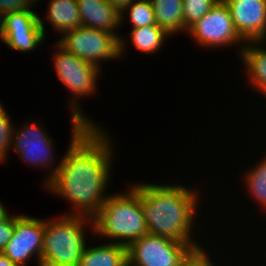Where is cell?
Instances as JSON below:
<instances>
[{"label": "cell", "mask_w": 266, "mask_h": 266, "mask_svg": "<svg viewBox=\"0 0 266 266\" xmlns=\"http://www.w3.org/2000/svg\"><path fill=\"white\" fill-rule=\"evenodd\" d=\"M70 121L72 140L45 185L71 202L75 207L71 214L93 218L108 197L103 192L110 178L114 149L109 135L101 127H88L72 116Z\"/></svg>", "instance_id": "obj_1"}, {"label": "cell", "mask_w": 266, "mask_h": 266, "mask_svg": "<svg viewBox=\"0 0 266 266\" xmlns=\"http://www.w3.org/2000/svg\"><path fill=\"white\" fill-rule=\"evenodd\" d=\"M139 194L150 234L191 244L197 251L202 249L190 238L199 201L196 191L182 185L140 183Z\"/></svg>", "instance_id": "obj_2"}, {"label": "cell", "mask_w": 266, "mask_h": 266, "mask_svg": "<svg viewBox=\"0 0 266 266\" xmlns=\"http://www.w3.org/2000/svg\"><path fill=\"white\" fill-rule=\"evenodd\" d=\"M128 190L108 195L93 217L96 234L115 239V243L126 247L149 233L141 207L139 184H133Z\"/></svg>", "instance_id": "obj_3"}, {"label": "cell", "mask_w": 266, "mask_h": 266, "mask_svg": "<svg viewBox=\"0 0 266 266\" xmlns=\"http://www.w3.org/2000/svg\"><path fill=\"white\" fill-rule=\"evenodd\" d=\"M65 213L57 220H45L41 266H78L86 246L84 223L93 218Z\"/></svg>", "instance_id": "obj_4"}, {"label": "cell", "mask_w": 266, "mask_h": 266, "mask_svg": "<svg viewBox=\"0 0 266 266\" xmlns=\"http://www.w3.org/2000/svg\"><path fill=\"white\" fill-rule=\"evenodd\" d=\"M55 46L58 49L54 57V68L57 72V77L74 96L70 101L71 107L73 106L72 117L82 121L88 127H97V123H93L90 119L88 120L87 116L81 113L79 106H77V101H79L77 98L94 94L98 84L96 80L101 69L71 54L58 42Z\"/></svg>", "instance_id": "obj_5"}, {"label": "cell", "mask_w": 266, "mask_h": 266, "mask_svg": "<svg viewBox=\"0 0 266 266\" xmlns=\"http://www.w3.org/2000/svg\"><path fill=\"white\" fill-rule=\"evenodd\" d=\"M196 251L191 244L147 233L127 247L128 266H182Z\"/></svg>", "instance_id": "obj_6"}, {"label": "cell", "mask_w": 266, "mask_h": 266, "mask_svg": "<svg viewBox=\"0 0 266 266\" xmlns=\"http://www.w3.org/2000/svg\"><path fill=\"white\" fill-rule=\"evenodd\" d=\"M58 43L71 54L99 68V60L120 57V38L110 31L80 26L66 32Z\"/></svg>", "instance_id": "obj_7"}, {"label": "cell", "mask_w": 266, "mask_h": 266, "mask_svg": "<svg viewBox=\"0 0 266 266\" xmlns=\"http://www.w3.org/2000/svg\"><path fill=\"white\" fill-rule=\"evenodd\" d=\"M188 32L192 39L205 47H228L244 41L234 27L229 7L224 0H219Z\"/></svg>", "instance_id": "obj_8"}, {"label": "cell", "mask_w": 266, "mask_h": 266, "mask_svg": "<svg viewBox=\"0 0 266 266\" xmlns=\"http://www.w3.org/2000/svg\"><path fill=\"white\" fill-rule=\"evenodd\" d=\"M44 24L31 8L19 10L2 17V42L17 51H33L43 41Z\"/></svg>", "instance_id": "obj_9"}, {"label": "cell", "mask_w": 266, "mask_h": 266, "mask_svg": "<svg viewBox=\"0 0 266 266\" xmlns=\"http://www.w3.org/2000/svg\"><path fill=\"white\" fill-rule=\"evenodd\" d=\"M44 229L45 219L21 215L15 221L12 238L2 252L17 266H26V262L35 254L41 266Z\"/></svg>", "instance_id": "obj_10"}, {"label": "cell", "mask_w": 266, "mask_h": 266, "mask_svg": "<svg viewBox=\"0 0 266 266\" xmlns=\"http://www.w3.org/2000/svg\"><path fill=\"white\" fill-rule=\"evenodd\" d=\"M234 27L245 42L266 39V0H224Z\"/></svg>", "instance_id": "obj_11"}, {"label": "cell", "mask_w": 266, "mask_h": 266, "mask_svg": "<svg viewBox=\"0 0 266 266\" xmlns=\"http://www.w3.org/2000/svg\"><path fill=\"white\" fill-rule=\"evenodd\" d=\"M15 135V136H14ZM12 147L17 150L24 162L49 168L54 162L52 151V138L47 136L39 124L25 125L20 130L13 128ZM53 162V163H52Z\"/></svg>", "instance_id": "obj_12"}, {"label": "cell", "mask_w": 266, "mask_h": 266, "mask_svg": "<svg viewBox=\"0 0 266 266\" xmlns=\"http://www.w3.org/2000/svg\"><path fill=\"white\" fill-rule=\"evenodd\" d=\"M77 2L82 26L116 34L120 38V57L123 56L125 39L123 40L115 30L121 25V14L106 0H77Z\"/></svg>", "instance_id": "obj_13"}, {"label": "cell", "mask_w": 266, "mask_h": 266, "mask_svg": "<svg viewBox=\"0 0 266 266\" xmlns=\"http://www.w3.org/2000/svg\"><path fill=\"white\" fill-rule=\"evenodd\" d=\"M78 266H128L127 247L115 242L85 246Z\"/></svg>", "instance_id": "obj_14"}, {"label": "cell", "mask_w": 266, "mask_h": 266, "mask_svg": "<svg viewBox=\"0 0 266 266\" xmlns=\"http://www.w3.org/2000/svg\"><path fill=\"white\" fill-rule=\"evenodd\" d=\"M245 43L247 44L239 50V53L246 66L249 82L266 97V49L258 46L262 42Z\"/></svg>", "instance_id": "obj_15"}, {"label": "cell", "mask_w": 266, "mask_h": 266, "mask_svg": "<svg viewBox=\"0 0 266 266\" xmlns=\"http://www.w3.org/2000/svg\"><path fill=\"white\" fill-rule=\"evenodd\" d=\"M48 9L47 20L57 32L65 34L82 26L77 0H51Z\"/></svg>", "instance_id": "obj_16"}, {"label": "cell", "mask_w": 266, "mask_h": 266, "mask_svg": "<svg viewBox=\"0 0 266 266\" xmlns=\"http://www.w3.org/2000/svg\"><path fill=\"white\" fill-rule=\"evenodd\" d=\"M156 23L169 35L187 31L184 28L182 0H150Z\"/></svg>", "instance_id": "obj_17"}, {"label": "cell", "mask_w": 266, "mask_h": 266, "mask_svg": "<svg viewBox=\"0 0 266 266\" xmlns=\"http://www.w3.org/2000/svg\"><path fill=\"white\" fill-rule=\"evenodd\" d=\"M130 35L134 48L146 54L158 51L161 45L164 44L166 37L170 36L157 24L132 28Z\"/></svg>", "instance_id": "obj_18"}, {"label": "cell", "mask_w": 266, "mask_h": 266, "mask_svg": "<svg viewBox=\"0 0 266 266\" xmlns=\"http://www.w3.org/2000/svg\"><path fill=\"white\" fill-rule=\"evenodd\" d=\"M251 171L247 172L244 180L247 183L248 190L251 197L255 198L259 204L266 207V157L257 163L255 168H250Z\"/></svg>", "instance_id": "obj_19"}, {"label": "cell", "mask_w": 266, "mask_h": 266, "mask_svg": "<svg viewBox=\"0 0 266 266\" xmlns=\"http://www.w3.org/2000/svg\"><path fill=\"white\" fill-rule=\"evenodd\" d=\"M125 9L126 12L129 10L128 14L129 20L132 22V28L157 24L150 0H134Z\"/></svg>", "instance_id": "obj_20"}, {"label": "cell", "mask_w": 266, "mask_h": 266, "mask_svg": "<svg viewBox=\"0 0 266 266\" xmlns=\"http://www.w3.org/2000/svg\"><path fill=\"white\" fill-rule=\"evenodd\" d=\"M184 28L188 30L201 19L219 0H182Z\"/></svg>", "instance_id": "obj_21"}, {"label": "cell", "mask_w": 266, "mask_h": 266, "mask_svg": "<svg viewBox=\"0 0 266 266\" xmlns=\"http://www.w3.org/2000/svg\"><path fill=\"white\" fill-rule=\"evenodd\" d=\"M11 117L5 113L0 115V162L5 161L7 150L12 146L13 127L11 124Z\"/></svg>", "instance_id": "obj_22"}, {"label": "cell", "mask_w": 266, "mask_h": 266, "mask_svg": "<svg viewBox=\"0 0 266 266\" xmlns=\"http://www.w3.org/2000/svg\"><path fill=\"white\" fill-rule=\"evenodd\" d=\"M21 215H8L6 218L0 221V252L3 251L6 244L11 240L14 231L15 221Z\"/></svg>", "instance_id": "obj_23"}, {"label": "cell", "mask_w": 266, "mask_h": 266, "mask_svg": "<svg viewBox=\"0 0 266 266\" xmlns=\"http://www.w3.org/2000/svg\"><path fill=\"white\" fill-rule=\"evenodd\" d=\"M34 2L37 3V0H0V15L3 17L15 11L30 9Z\"/></svg>", "instance_id": "obj_24"}, {"label": "cell", "mask_w": 266, "mask_h": 266, "mask_svg": "<svg viewBox=\"0 0 266 266\" xmlns=\"http://www.w3.org/2000/svg\"><path fill=\"white\" fill-rule=\"evenodd\" d=\"M182 266H213L203 248L196 251Z\"/></svg>", "instance_id": "obj_25"}, {"label": "cell", "mask_w": 266, "mask_h": 266, "mask_svg": "<svg viewBox=\"0 0 266 266\" xmlns=\"http://www.w3.org/2000/svg\"><path fill=\"white\" fill-rule=\"evenodd\" d=\"M134 0H106V2L113 8H115L121 14V22H123V15L125 8L131 4Z\"/></svg>", "instance_id": "obj_26"}, {"label": "cell", "mask_w": 266, "mask_h": 266, "mask_svg": "<svg viewBox=\"0 0 266 266\" xmlns=\"http://www.w3.org/2000/svg\"><path fill=\"white\" fill-rule=\"evenodd\" d=\"M0 266H17L3 252H0Z\"/></svg>", "instance_id": "obj_27"}, {"label": "cell", "mask_w": 266, "mask_h": 266, "mask_svg": "<svg viewBox=\"0 0 266 266\" xmlns=\"http://www.w3.org/2000/svg\"><path fill=\"white\" fill-rule=\"evenodd\" d=\"M9 215L8 211L4 208L2 203L0 202V221L6 218Z\"/></svg>", "instance_id": "obj_28"}, {"label": "cell", "mask_w": 266, "mask_h": 266, "mask_svg": "<svg viewBox=\"0 0 266 266\" xmlns=\"http://www.w3.org/2000/svg\"><path fill=\"white\" fill-rule=\"evenodd\" d=\"M5 113H6V111H5V109H4V106H3L2 103L0 102V115L5 114Z\"/></svg>", "instance_id": "obj_29"}, {"label": "cell", "mask_w": 266, "mask_h": 266, "mask_svg": "<svg viewBox=\"0 0 266 266\" xmlns=\"http://www.w3.org/2000/svg\"><path fill=\"white\" fill-rule=\"evenodd\" d=\"M0 39H2V16L0 15Z\"/></svg>", "instance_id": "obj_30"}]
</instances>
